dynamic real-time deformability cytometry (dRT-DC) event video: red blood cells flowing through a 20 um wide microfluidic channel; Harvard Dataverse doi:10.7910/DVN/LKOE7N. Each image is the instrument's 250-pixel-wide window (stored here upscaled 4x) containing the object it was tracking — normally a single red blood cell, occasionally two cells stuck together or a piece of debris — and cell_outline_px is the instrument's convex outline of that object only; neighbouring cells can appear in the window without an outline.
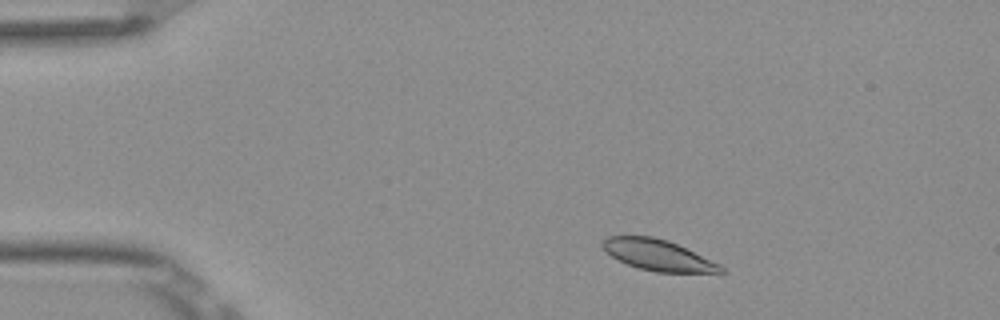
{"species": "Egyptian fruit bat (a non-hibernating species)", "species_latin": "Rousettus aegyptiacus", "temperature_condition": "room temperature", "stored_images_in_passage": 49, "camera_frame_rate_fps": 3000, "um_per_image_px": 0.085, "frame": {"image": 1, "passage_image": 5, "time_ms": 1.333, "image_size_px": [1000, 320], "cell_outline_px": [[724, 272], [656, 272], [640, 268], [628, 264], [612, 256], [600, 244], [600, 240], [608, 236], [652, 236], [668, 240], [720, 264], [724, 268]], "centroid_in_image_um": [55.9, 21.67], "position_along_channel_um": 29.1, "area_um2": 20.98}}
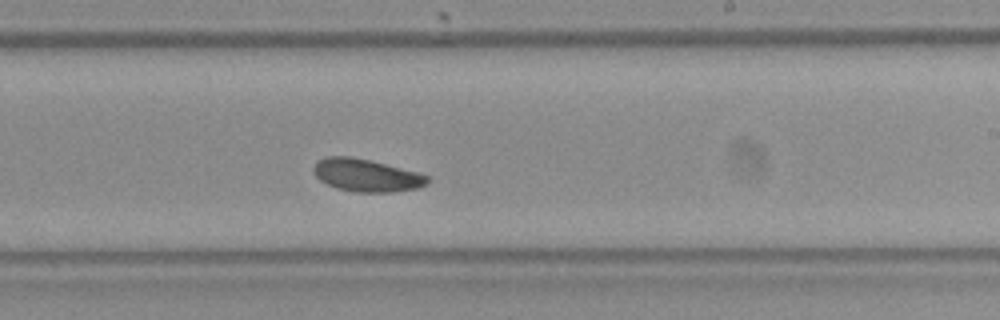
{"frame": {"image": 2, "passage_image": 28, "time_ms": 9.0, "image_size_px": [1000, 320], "cell_outline_px": [[428, 184], [416, 188], [392, 192], [356, 192], [336, 188], [320, 180], [316, 176], [312, 168], [316, 160], [324, 156], [352, 156], [420, 172], [428, 176]], "centroid_in_image_um": [31.12, 14.88], "position_along_channel_um": 257.9, "area_um2": 21.79}}
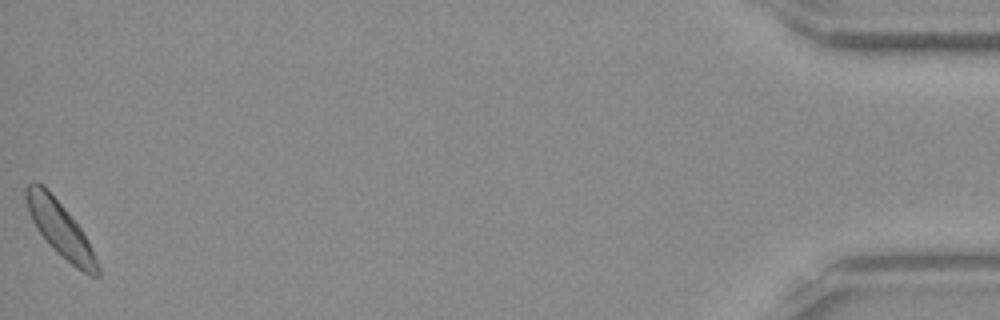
{"frame": {"image": 3, "passage_image": 49, "time_ms": 16.0, "image_size_px": [1000, 320], "cell_outline_px": [[100, 276], [88, 276], [76, 268], [52, 248], [48, 244], [36, 228], [28, 212], [24, 200], [24, 188], [32, 180], [36, 180], [64, 208], [80, 228], [100, 268]], "centroid_in_image_um": [5.06, 19.47], "position_along_channel_um": 430.1, "area_um2": 22.37}, "authors_computed_cell_mechanics": {"area_um2": 21.8484, "velocity_mm_per_s": 3.8059, "shape_relaxation_time_tau1_ms": 3.7767, "shape_relaxation_time_tau2_ms": 4.3969, "deformation_change_tau1": 0.1127, "deformation_change_tau2": 0.0794}}